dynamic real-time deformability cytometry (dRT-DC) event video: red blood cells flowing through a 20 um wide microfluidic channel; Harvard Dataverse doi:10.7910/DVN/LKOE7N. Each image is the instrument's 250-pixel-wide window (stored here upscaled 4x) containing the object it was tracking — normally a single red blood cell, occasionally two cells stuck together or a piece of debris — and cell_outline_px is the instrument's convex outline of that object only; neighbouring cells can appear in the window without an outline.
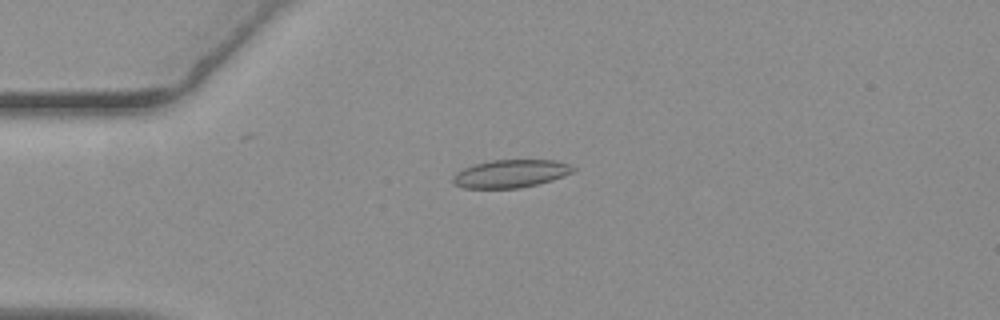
{"species": "common noctule bat (a hibernating species)", "species_latin": "Nyctalus noctula", "temperature_condition": "warm", "stored_images_in_passage": 57, "camera_frame_rate_fps": 3000, "um_per_image_px": 0.085, "animal": {"sex": "female", "body_mass_g": 19.3, "forearm_length_mm": 54.1}, "frame": {"image": 1, "passage_image": 14, "time_ms": 4.333, "image_size_px": [1000, 320], "cell_outline_px": [[576, 168], [572, 172], [564, 176], [552, 180], [520, 188], [464, 188], [452, 184], [452, 176], [456, 172], [464, 168], [476, 164], [492, 160], [556, 160], [568, 164]], "centroid_in_image_um": [43.38, 14.76], "position_along_channel_um": 41.6, "area_um2": 19.54}}
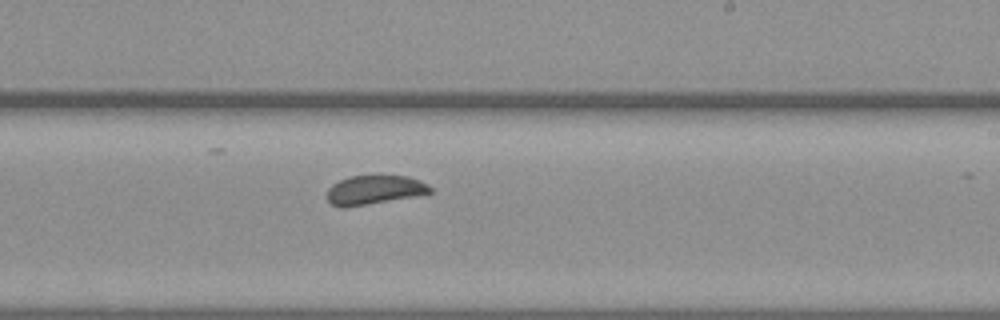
{"frame": {"image": 2, "passage_image": 34, "time_ms": 11.0, "image_size_px": [1000, 320], "cell_outline_px": [[432, 192], [428, 196], [344, 208], [340, 208], [332, 204], [328, 200], [328, 188], [332, 184], [348, 176], [408, 176], [420, 180], [428, 184], [432, 188]], "centroid_in_image_um": [31.92, 16.17], "position_along_channel_um": 257.1, "area_um2": 18.15}}
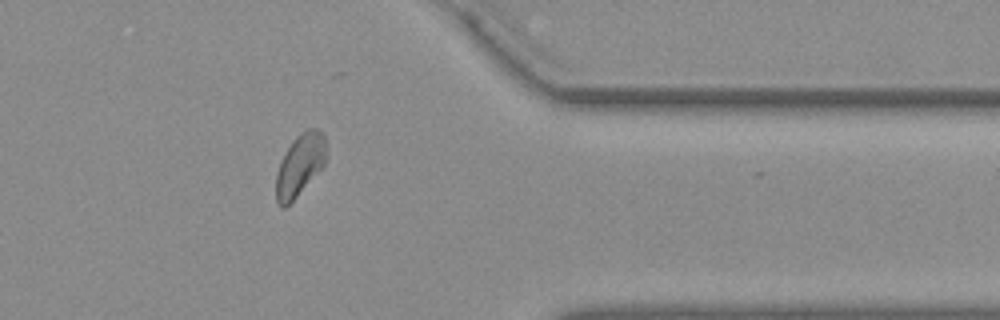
{"frame": {"image": 3, "passage_image": 46, "time_ms": 15.0, "image_size_px": [1000, 320], "cell_outline_px": [[328, 148], [324, 164], [296, 196], [284, 208], [280, 208], [276, 200], [276, 172], [280, 160], [284, 152], [292, 140], [300, 132], [308, 128], [316, 128], [324, 136], [328, 144]], "centroid_in_image_um": [25.48, 13.97], "position_along_channel_um": 385.9, "area_um2": 18.15}}